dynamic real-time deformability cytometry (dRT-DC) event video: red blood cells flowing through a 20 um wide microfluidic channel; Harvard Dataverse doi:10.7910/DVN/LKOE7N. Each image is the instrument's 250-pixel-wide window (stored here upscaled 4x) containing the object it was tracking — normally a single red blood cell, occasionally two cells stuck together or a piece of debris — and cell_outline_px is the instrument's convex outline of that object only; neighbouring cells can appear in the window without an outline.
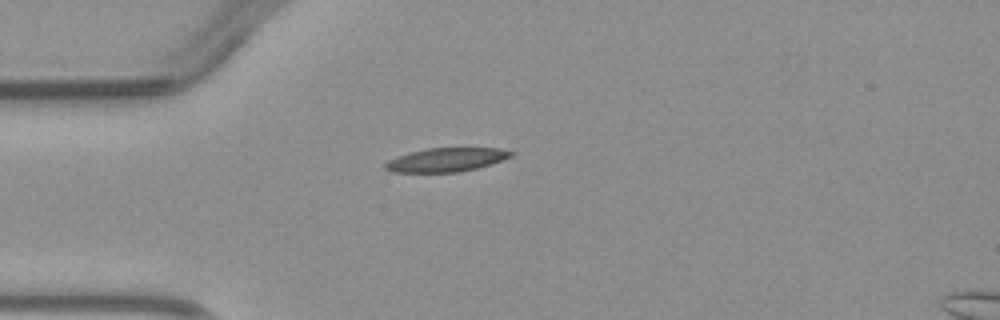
{"species": "common noctule bat (a hibernating species)", "species_latin": "Nyctalus noctula", "temperature_condition": "warm", "stored_images_in_passage": 2, "camera_frame_rate_fps": 3000, "um_per_image_px": 0.085, "animal": {"sex": "male", "body_mass_g": 23.1, "forearm_length_mm": 52.7}, "frame": {"image": 1, "passage_image": 1, "time_ms": 0.0, "image_size_px": [1000, 320], "cell_outline_px": [[516, 152], [512, 156], [476, 168], [460, 172], [392, 172], [384, 168], [384, 164], [388, 160], [396, 156], [428, 148], [500, 148]], "centroid_in_image_um": [37.91, 13.58], "position_along_channel_um": 47.1, "area_um2": 17.28}}